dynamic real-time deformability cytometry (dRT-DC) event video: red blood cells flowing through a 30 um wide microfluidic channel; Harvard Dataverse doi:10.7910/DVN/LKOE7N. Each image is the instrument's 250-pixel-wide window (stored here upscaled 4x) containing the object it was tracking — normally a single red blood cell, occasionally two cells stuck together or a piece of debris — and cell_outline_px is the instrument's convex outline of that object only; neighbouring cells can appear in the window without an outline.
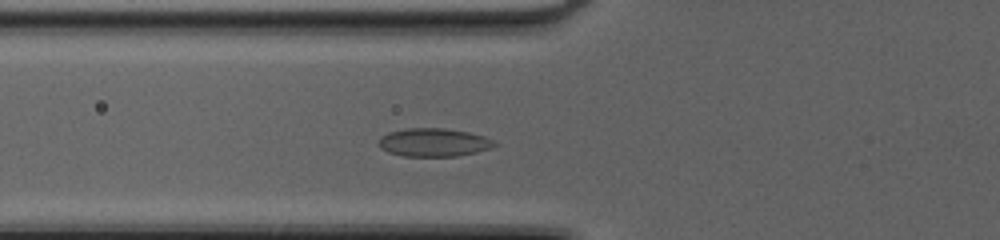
{"species": "common noctule bat (a hibernating species)", "species_latin": "Nyctalus noctula", "temperature_condition": "cold", "stored_images_in_passage": 41, "camera_frame_rate_fps": 3000, "um_per_image_px": 0.085, "animal": {"sex": "female", "body_mass_g": 20.0, "forearm_length_mm": 54.0}, "frame": {"image": 1, "passage_image": 11, "time_ms": 3.333, "image_size_px": [1000, 240], "cell_outline_px": [[500, 144], [492, 148], [476, 152], [456, 156], [404, 156], [388, 152], [380, 148], [376, 144], [380, 136], [388, 132], [404, 128], [444, 128], [468, 132], [484, 136]], "centroid_in_image_um": [36.84, 12.1], "position_along_channel_um": 89.0, "area_um2": 19.31}}
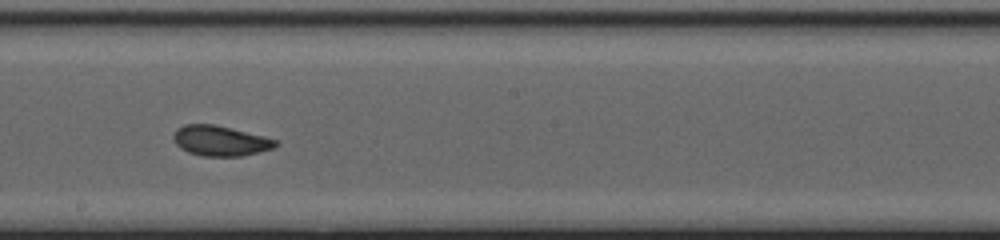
{"frame": {"image": 2, "passage_image": 21, "time_ms": 6.667, "image_size_px": [1000, 240], "cell_outline_px": [[280, 144], [272, 148], [240, 156], [204, 156], [188, 152], [180, 148], [176, 144], [172, 136], [176, 128], [184, 124], [216, 124], [280, 140]], "centroid_in_image_um": [18.72, 11.95], "position_along_channel_um": 229.5, "area_um2": 18.09}}
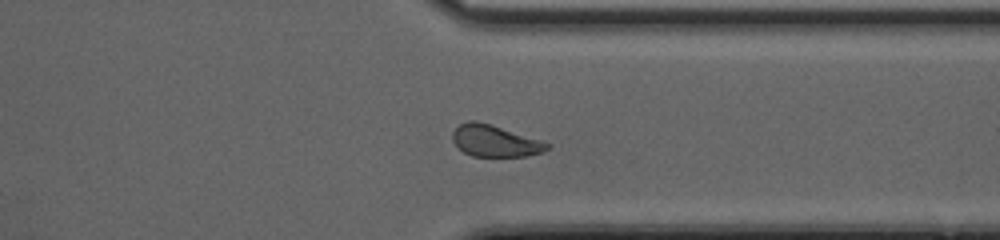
{"frame": {"image": 3, "passage_image": 31, "time_ms": 10.0, "image_size_px": [1000, 240], "cell_outline_px": [[552, 144], [544, 152], [524, 156], [472, 156], [464, 152], [452, 140], [452, 132], [460, 124], [468, 120], [476, 120], [540, 140]], "centroid_in_image_um": [42.06, 11.98], "position_along_channel_um": 369.3, "area_um2": 17.17}}